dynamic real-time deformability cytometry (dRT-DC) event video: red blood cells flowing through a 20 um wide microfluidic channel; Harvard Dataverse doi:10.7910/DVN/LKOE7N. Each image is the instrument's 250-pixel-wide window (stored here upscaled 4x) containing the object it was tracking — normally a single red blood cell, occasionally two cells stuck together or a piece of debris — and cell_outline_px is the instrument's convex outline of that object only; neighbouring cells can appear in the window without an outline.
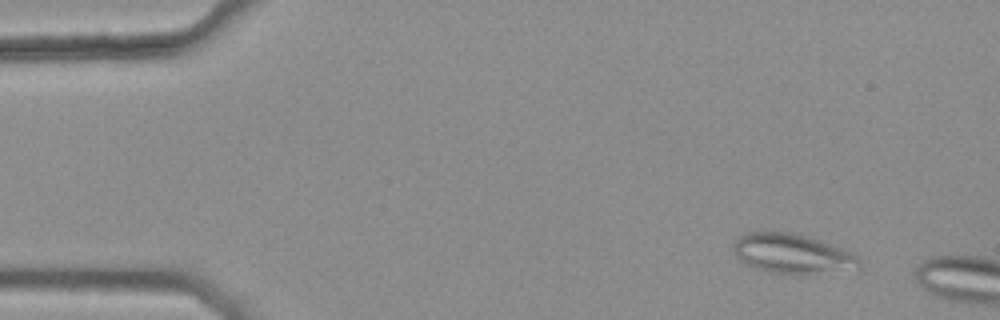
{"species": "common noctule bat (a hibernating species)", "species_latin": "Nyctalus noctula", "temperature_condition": "warm", "stored_images_in_passage": 2, "camera_frame_rate_fps": 3000, "um_per_image_px": 0.085, "animal": {"sex": "female", "body_mass_g": 25.1}, "frame": {"image": 1, "passage_image": 1, "time_ms": 0.0, "image_size_px": [1000, 320], "cell_outline_px": [[860, 268], [808, 272], [772, 272], [756, 268], [740, 260], [736, 256], [732, 248], [732, 244], [740, 236], [748, 232], [796, 232], [820, 240], [860, 256]], "centroid_in_image_um": [67.31, 21.51], "position_along_channel_um": 17.7, "area_um2": 28.21}}